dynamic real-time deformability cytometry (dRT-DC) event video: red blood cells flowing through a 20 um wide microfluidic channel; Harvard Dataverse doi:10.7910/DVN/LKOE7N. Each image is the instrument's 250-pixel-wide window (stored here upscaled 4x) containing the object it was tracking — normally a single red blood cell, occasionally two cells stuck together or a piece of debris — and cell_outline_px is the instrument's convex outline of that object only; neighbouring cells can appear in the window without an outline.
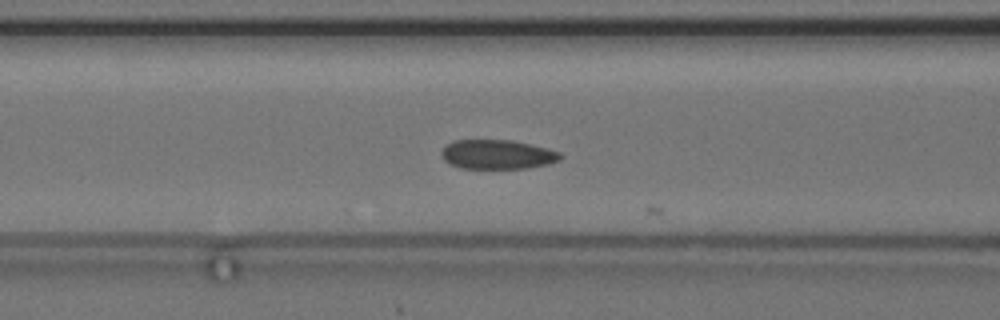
{"species": "common noctule bat (a hibernating species)", "species_latin": "Nyctalus noctula", "temperature_condition": "cold", "stored_images_in_passage": 13, "camera_frame_rate_fps": 3000, "um_per_image_px": 0.085, "animal": {"sex": "female", "body_mass_g": 24.6, "forearm_length_mm": 56.2}, "frame": {"image": 1, "passage_image": 12, "time_ms": 3.667, "image_size_px": [1000, 320], "cell_outline_px": [[564, 156], [560, 160], [548, 164], [528, 168], [460, 168], [444, 160], [440, 152], [448, 144], [456, 140], [512, 140], [548, 148], [560, 152]], "centroid_in_image_um": [42.32, 13.13], "position_along_channel_um": 124.3, "area_um2": 20.29}}